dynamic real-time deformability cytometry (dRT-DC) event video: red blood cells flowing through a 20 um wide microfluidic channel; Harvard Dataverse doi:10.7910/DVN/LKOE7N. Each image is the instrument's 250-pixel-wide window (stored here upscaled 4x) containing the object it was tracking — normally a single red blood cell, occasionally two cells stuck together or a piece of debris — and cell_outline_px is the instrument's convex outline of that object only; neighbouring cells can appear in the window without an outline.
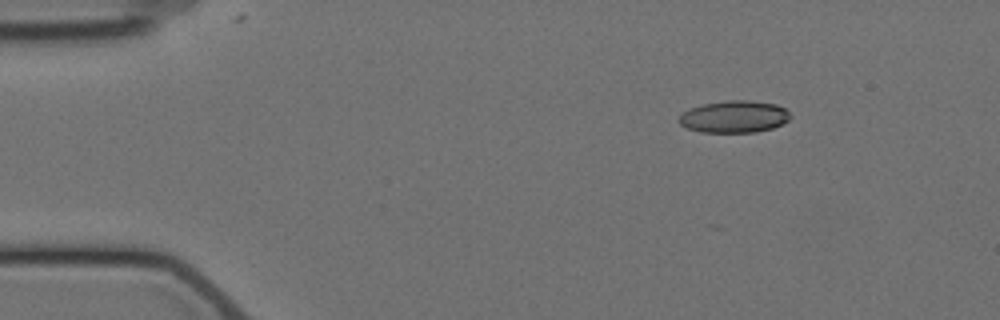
{"species": "Egyptian fruit bat (a non-hibernating species)", "species_latin": "Rousettus aegyptiacus", "temperature_condition": "cold", "stored_images_in_passage": 5, "camera_frame_rate_fps": 3000, "um_per_image_px": 0.085, "animal": {"sex": "female"}, "frame": {"image": 1, "passage_image": 1, "time_ms": 0.0, "image_size_px": [1000, 320], "cell_outline_px": [[792, 116], [788, 120], [772, 128], [756, 132], [700, 132], [688, 128], [680, 124], [676, 120], [688, 108], [704, 104], [728, 100], [748, 100], [776, 104], [784, 108]], "centroid_in_image_um": [62.38, 9.92], "position_along_channel_um": 22.6, "area_um2": 20.75}}